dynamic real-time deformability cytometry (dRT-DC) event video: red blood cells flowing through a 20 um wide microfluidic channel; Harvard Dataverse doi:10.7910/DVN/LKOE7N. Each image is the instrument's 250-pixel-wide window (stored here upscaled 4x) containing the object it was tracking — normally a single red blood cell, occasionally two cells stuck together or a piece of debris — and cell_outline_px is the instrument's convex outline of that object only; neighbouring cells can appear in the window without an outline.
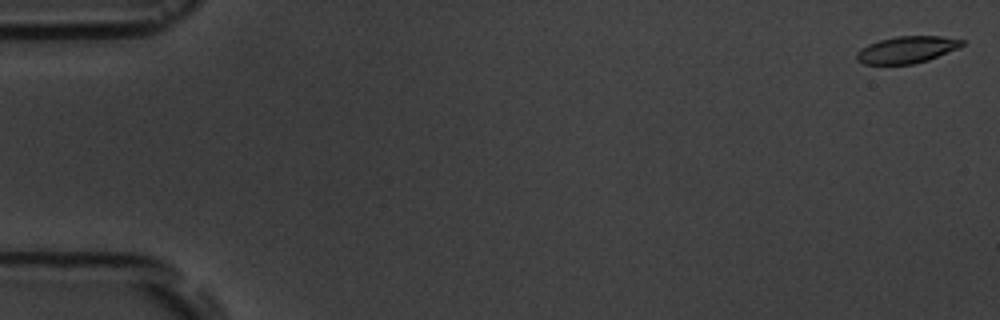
{"species": "common noctule bat (a hibernating species)", "species_latin": "Nyctalus noctula", "temperature_condition": "room temperature", "stored_images_in_passage": 10, "camera_frame_rate_fps": 3000, "um_per_image_px": 0.085, "animal": {"sex": "male", "body_mass_g": 19.5, "forearm_length_mm": 54.6}, "frame": {"image": 1, "passage_image": 1, "time_ms": 0.0, "image_size_px": [1000, 320], "cell_outline_px": [[964, 44], [956, 48], [928, 60], [912, 64], [864, 64], [856, 60], [856, 52], [860, 48], [868, 44], [880, 40], [896, 36], [944, 36], [964, 40]], "centroid_in_image_um": [77.04, 4.22], "position_along_channel_um": 8.0, "area_um2": 16.42}}
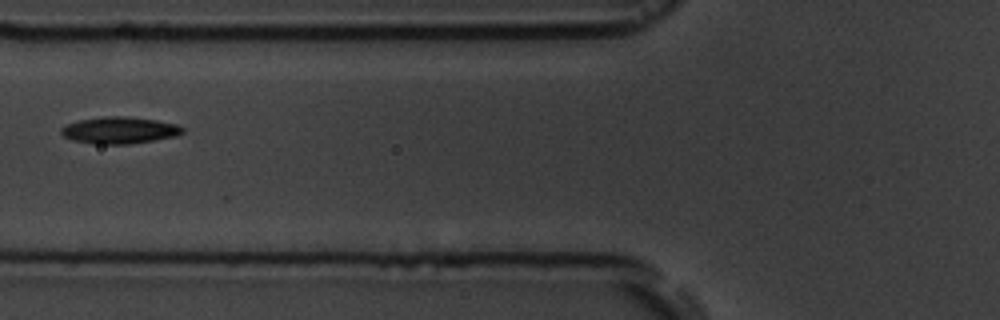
{"frame": {"image": 2, "passage_image": 7, "time_ms": 7.0, "image_size_px": [1000, 320], "cell_outline_px": [[184, 132], [176, 136], [156, 140], [128, 144], [96, 144], [72, 140], [64, 136], [60, 132], [60, 128], [68, 124], [80, 120], [104, 116], [128, 116], [156, 120], [176, 124], [184, 128]], "centroid_in_image_um": [10.17, 11.07], "position_along_channel_um": 115.6, "area_um2": 18.96}}
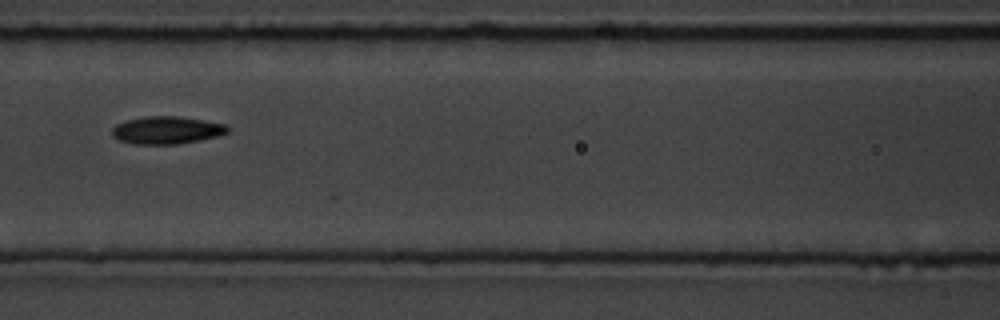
{"frame": {"image": 3, "passage_image": 8, "time_ms": 8.0, "image_size_px": [1000, 320], "cell_outline_px": [[228, 132], [220, 136], [200, 140], [176, 144], [132, 144], [116, 140], [112, 136], [112, 128], [116, 124], [128, 120], [148, 116], [176, 116], [204, 120], [228, 124]], "centroid_in_image_um": [14.17, 11.07], "position_along_channel_um": 152.4, "area_um2": 18.73}}